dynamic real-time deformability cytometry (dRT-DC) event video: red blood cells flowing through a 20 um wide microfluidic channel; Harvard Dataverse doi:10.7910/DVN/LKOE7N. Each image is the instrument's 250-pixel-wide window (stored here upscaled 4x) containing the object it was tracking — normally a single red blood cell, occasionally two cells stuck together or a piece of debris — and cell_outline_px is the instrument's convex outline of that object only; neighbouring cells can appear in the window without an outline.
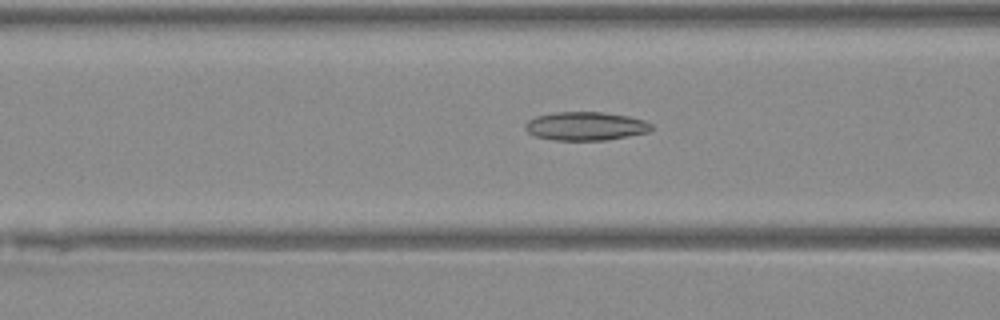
{"species": "Egyptian fruit bat (a non-hibernating species)", "species_latin": "Rousettus aegyptiacus", "temperature_condition": "warm", "stored_images_in_passage": 8, "camera_frame_rate_fps": 3000, "um_per_image_px": 0.085, "animal": {"sex": "female"}, "frame": {"image": 1, "passage_image": 6, "time_ms": 1.667, "image_size_px": [1000, 320], "cell_outline_px": [[652, 128], [648, 132], [628, 136], [604, 140], [556, 140], [536, 136], [528, 132], [524, 128], [524, 124], [528, 120], [536, 116], [556, 112], [604, 112], [628, 116], [644, 120], [652, 124]], "centroid_in_image_um": [49.77, 10.71], "position_along_channel_um": 116.8, "area_um2": 20.92}}